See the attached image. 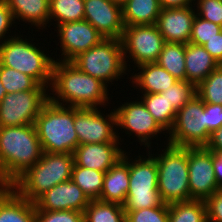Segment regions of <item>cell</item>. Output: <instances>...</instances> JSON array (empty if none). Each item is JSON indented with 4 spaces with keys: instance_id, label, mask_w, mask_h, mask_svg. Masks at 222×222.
I'll use <instances>...</instances> for the list:
<instances>
[{
    "instance_id": "1",
    "label": "cell",
    "mask_w": 222,
    "mask_h": 222,
    "mask_svg": "<svg viewBox=\"0 0 222 222\" xmlns=\"http://www.w3.org/2000/svg\"><path fill=\"white\" fill-rule=\"evenodd\" d=\"M51 90L57 98L49 95V100L77 108H97L108 101L107 87L100 80L82 72L71 61H54Z\"/></svg>"
},
{
    "instance_id": "2",
    "label": "cell",
    "mask_w": 222,
    "mask_h": 222,
    "mask_svg": "<svg viewBox=\"0 0 222 222\" xmlns=\"http://www.w3.org/2000/svg\"><path fill=\"white\" fill-rule=\"evenodd\" d=\"M42 153L34 124L0 127V186H10Z\"/></svg>"
},
{
    "instance_id": "3",
    "label": "cell",
    "mask_w": 222,
    "mask_h": 222,
    "mask_svg": "<svg viewBox=\"0 0 222 222\" xmlns=\"http://www.w3.org/2000/svg\"><path fill=\"white\" fill-rule=\"evenodd\" d=\"M72 153L43 152L40 160L28 168L10 186L23 198L35 202L55 185L71 180Z\"/></svg>"
},
{
    "instance_id": "4",
    "label": "cell",
    "mask_w": 222,
    "mask_h": 222,
    "mask_svg": "<svg viewBox=\"0 0 222 222\" xmlns=\"http://www.w3.org/2000/svg\"><path fill=\"white\" fill-rule=\"evenodd\" d=\"M35 127L43 152L74 153L78 136L74 128V107L48 100L36 118Z\"/></svg>"
},
{
    "instance_id": "5",
    "label": "cell",
    "mask_w": 222,
    "mask_h": 222,
    "mask_svg": "<svg viewBox=\"0 0 222 222\" xmlns=\"http://www.w3.org/2000/svg\"><path fill=\"white\" fill-rule=\"evenodd\" d=\"M155 157L158 168V191L165 204L193 200L189 192L188 147L167 144Z\"/></svg>"
},
{
    "instance_id": "6",
    "label": "cell",
    "mask_w": 222,
    "mask_h": 222,
    "mask_svg": "<svg viewBox=\"0 0 222 222\" xmlns=\"http://www.w3.org/2000/svg\"><path fill=\"white\" fill-rule=\"evenodd\" d=\"M54 61L40 47L37 48L18 35L5 39L0 46V65L26 74L47 88L48 84L51 85Z\"/></svg>"
},
{
    "instance_id": "7",
    "label": "cell",
    "mask_w": 222,
    "mask_h": 222,
    "mask_svg": "<svg viewBox=\"0 0 222 222\" xmlns=\"http://www.w3.org/2000/svg\"><path fill=\"white\" fill-rule=\"evenodd\" d=\"M82 72L106 83L126 73L121 39L104 38L71 61Z\"/></svg>"
},
{
    "instance_id": "8",
    "label": "cell",
    "mask_w": 222,
    "mask_h": 222,
    "mask_svg": "<svg viewBox=\"0 0 222 222\" xmlns=\"http://www.w3.org/2000/svg\"><path fill=\"white\" fill-rule=\"evenodd\" d=\"M136 161V162H135ZM158 191V168L154 156L129 161V188L124 202L125 211L162 205Z\"/></svg>"
},
{
    "instance_id": "9",
    "label": "cell",
    "mask_w": 222,
    "mask_h": 222,
    "mask_svg": "<svg viewBox=\"0 0 222 222\" xmlns=\"http://www.w3.org/2000/svg\"><path fill=\"white\" fill-rule=\"evenodd\" d=\"M168 144L180 147H205L210 139L206 130L204 102L195 95L177 111Z\"/></svg>"
},
{
    "instance_id": "10",
    "label": "cell",
    "mask_w": 222,
    "mask_h": 222,
    "mask_svg": "<svg viewBox=\"0 0 222 222\" xmlns=\"http://www.w3.org/2000/svg\"><path fill=\"white\" fill-rule=\"evenodd\" d=\"M49 100L46 90L8 93L0 102V127L35 124L42 106Z\"/></svg>"
},
{
    "instance_id": "11",
    "label": "cell",
    "mask_w": 222,
    "mask_h": 222,
    "mask_svg": "<svg viewBox=\"0 0 222 222\" xmlns=\"http://www.w3.org/2000/svg\"><path fill=\"white\" fill-rule=\"evenodd\" d=\"M123 56L129 53L137 66L145 63L156 62L160 55L165 40L158 31L156 25H133L125 26L121 37ZM129 51V52H128Z\"/></svg>"
},
{
    "instance_id": "12",
    "label": "cell",
    "mask_w": 222,
    "mask_h": 222,
    "mask_svg": "<svg viewBox=\"0 0 222 222\" xmlns=\"http://www.w3.org/2000/svg\"><path fill=\"white\" fill-rule=\"evenodd\" d=\"M97 109L74 107V128L78 136V145L119 142L113 128L117 125L115 110L106 116L107 119Z\"/></svg>"
},
{
    "instance_id": "13",
    "label": "cell",
    "mask_w": 222,
    "mask_h": 222,
    "mask_svg": "<svg viewBox=\"0 0 222 222\" xmlns=\"http://www.w3.org/2000/svg\"><path fill=\"white\" fill-rule=\"evenodd\" d=\"M189 192L194 200H206L221 189L215 179L213 152L206 147H188Z\"/></svg>"
},
{
    "instance_id": "14",
    "label": "cell",
    "mask_w": 222,
    "mask_h": 222,
    "mask_svg": "<svg viewBox=\"0 0 222 222\" xmlns=\"http://www.w3.org/2000/svg\"><path fill=\"white\" fill-rule=\"evenodd\" d=\"M115 110L116 126L127 130V132L130 131L127 134L134 133L142 144L145 143V147L149 148L151 137L165 131L146 109L142 100L127 102Z\"/></svg>"
},
{
    "instance_id": "15",
    "label": "cell",
    "mask_w": 222,
    "mask_h": 222,
    "mask_svg": "<svg viewBox=\"0 0 222 222\" xmlns=\"http://www.w3.org/2000/svg\"><path fill=\"white\" fill-rule=\"evenodd\" d=\"M84 20L104 38L121 39L125 28L122 6L110 0H84Z\"/></svg>"
},
{
    "instance_id": "16",
    "label": "cell",
    "mask_w": 222,
    "mask_h": 222,
    "mask_svg": "<svg viewBox=\"0 0 222 222\" xmlns=\"http://www.w3.org/2000/svg\"><path fill=\"white\" fill-rule=\"evenodd\" d=\"M63 61H72L80 53L98 44L104 37L86 20L57 25Z\"/></svg>"
},
{
    "instance_id": "17",
    "label": "cell",
    "mask_w": 222,
    "mask_h": 222,
    "mask_svg": "<svg viewBox=\"0 0 222 222\" xmlns=\"http://www.w3.org/2000/svg\"><path fill=\"white\" fill-rule=\"evenodd\" d=\"M90 201L83 190L71 179L46 191L35 201V205L36 210L84 212Z\"/></svg>"
},
{
    "instance_id": "18",
    "label": "cell",
    "mask_w": 222,
    "mask_h": 222,
    "mask_svg": "<svg viewBox=\"0 0 222 222\" xmlns=\"http://www.w3.org/2000/svg\"><path fill=\"white\" fill-rule=\"evenodd\" d=\"M196 17L192 5L181 8L161 9L155 23L165 42L187 44L190 41Z\"/></svg>"
},
{
    "instance_id": "19",
    "label": "cell",
    "mask_w": 222,
    "mask_h": 222,
    "mask_svg": "<svg viewBox=\"0 0 222 222\" xmlns=\"http://www.w3.org/2000/svg\"><path fill=\"white\" fill-rule=\"evenodd\" d=\"M119 144L120 142H109L78 145L73 153L74 163L77 166L107 172L125 153L118 147Z\"/></svg>"
},
{
    "instance_id": "20",
    "label": "cell",
    "mask_w": 222,
    "mask_h": 222,
    "mask_svg": "<svg viewBox=\"0 0 222 222\" xmlns=\"http://www.w3.org/2000/svg\"><path fill=\"white\" fill-rule=\"evenodd\" d=\"M35 202L21 197L11 186H0V222H36Z\"/></svg>"
},
{
    "instance_id": "21",
    "label": "cell",
    "mask_w": 222,
    "mask_h": 222,
    "mask_svg": "<svg viewBox=\"0 0 222 222\" xmlns=\"http://www.w3.org/2000/svg\"><path fill=\"white\" fill-rule=\"evenodd\" d=\"M123 154L104 174L103 188L98 200L123 205L129 188V157Z\"/></svg>"
},
{
    "instance_id": "22",
    "label": "cell",
    "mask_w": 222,
    "mask_h": 222,
    "mask_svg": "<svg viewBox=\"0 0 222 222\" xmlns=\"http://www.w3.org/2000/svg\"><path fill=\"white\" fill-rule=\"evenodd\" d=\"M217 67L218 62L202 45L193 43L185 44V69L187 81H190L197 86Z\"/></svg>"
},
{
    "instance_id": "23",
    "label": "cell",
    "mask_w": 222,
    "mask_h": 222,
    "mask_svg": "<svg viewBox=\"0 0 222 222\" xmlns=\"http://www.w3.org/2000/svg\"><path fill=\"white\" fill-rule=\"evenodd\" d=\"M137 67L141 69V72L138 73L139 75L135 73L132 82L140 90H144V93H162L178 81L156 62L145 63Z\"/></svg>"
},
{
    "instance_id": "24",
    "label": "cell",
    "mask_w": 222,
    "mask_h": 222,
    "mask_svg": "<svg viewBox=\"0 0 222 222\" xmlns=\"http://www.w3.org/2000/svg\"><path fill=\"white\" fill-rule=\"evenodd\" d=\"M13 19H20L36 27L45 28L49 22V0H4ZM45 25V26H44Z\"/></svg>"
},
{
    "instance_id": "25",
    "label": "cell",
    "mask_w": 222,
    "mask_h": 222,
    "mask_svg": "<svg viewBox=\"0 0 222 222\" xmlns=\"http://www.w3.org/2000/svg\"><path fill=\"white\" fill-rule=\"evenodd\" d=\"M160 11L159 0H127L122 6L124 26L154 25Z\"/></svg>"
},
{
    "instance_id": "26",
    "label": "cell",
    "mask_w": 222,
    "mask_h": 222,
    "mask_svg": "<svg viewBox=\"0 0 222 222\" xmlns=\"http://www.w3.org/2000/svg\"><path fill=\"white\" fill-rule=\"evenodd\" d=\"M156 63L167 70L178 81H185V44L165 42Z\"/></svg>"
},
{
    "instance_id": "27",
    "label": "cell",
    "mask_w": 222,
    "mask_h": 222,
    "mask_svg": "<svg viewBox=\"0 0 222 222\" xmlns=\"http://www.w3.org/2000/svg\"><path fill=\"white\" fill-rule=\"evenodd\" d=\"M143 104L153 118L164 129L170 131L174 125L177 111L168 103L161 93H144Z\"/></svg>"
},
{
    "instance_id": "28",
    "label": "cell",
    "mask_w": 222,
    "mask_h": 222,
    "mask_svg": "<svg viewBox=\"0 0 222 222\" xmlns=\"http://www.w3.org/2000/svg\"><path fill=\"white\" fill-rule=\"evenodd\" d=\"M169 222H208L204 200L175 202L168 205Z\"/></svg>"
},
{
    "instance_id": "29",
    "label": "cell",
    "mask_w": 222,
    "mask_h": 222,
    "mask_svg": "<svg viewBox=\"0 0 222 222\" xmlns=\"http://www.w3.org/2000/svg\"><path fill=\"white\" fill-rule=\"evenodd\" d=\"M84 222H126V213L120 204L91 200L84 211Z\"/></svg>"
},
{
    "instance_id": "30",
    "label": "cell",
    "mask_w": 222,
    "mask_h": 222,
    "mask_svg": "<svg viewBox=\"0 0 222 222\" xmlns=\"http://www.w3.org/2000/svg\"><path fill=\"white\" fill-rule=\"evenodd\" d=\"M105 172L77 166L74 163L71 179L77 184L90 200H97L103 188Z\"/></svg>"
},
{
    "instance_id": "31",
    "label": "cell",
    "mask_w": 222,
    "mask_h": 222,
    "mask_svg": "<svg viewBox=\"0 0 222 222\" xmlns=\"http://www.w3.org/2000/svg\"><path fill=\"white\" fill-rule=\"evenodd\" d=\"M51 19L57 20V25L84 20V0H49Z\"/></svg>"
},
{
    "instance_id": "32",
    "label": "cell",
    "mask_w": 222,
    "mask_h": 222,
    "mask_svg": "<svg viewBox=\"0 0 222 222\" xmlns=\"http://www.w3.org/2000/svg\"><path fill=\"white\" fill-rule=\"evenodd\" d=\"M0 81L6 89V94L26 90H47V87L40 85L34 78L4 65H0Z\"/></svg>"
},
{
    "instance_id": "33",
    "label": "cell",
    "mask_w": 222,
    "mask_h": 222,
    "mask_svg": "<svg viewBox=\"0 0 222 222\" xmlns=\"http://www.w3.org/2000/svg\"><path fill=\"white\" fill-rule=\"evenodd\" d=\"M196 94L204 103L222 105V69L217 67L201 81Z\"/></svg>"
},
{
    "instance_id": "34",
    "label": "cell",
    "mask_w": 222,
    "mask_h": 222,
    "mask_svg": "<svg viewBox=\"0 0 222 222\" xmlns=\"http://www.w3.org/2000/svg\"><path fill=\"white\" fill-rule=\"evenodd\" d=\"M166 100L176 110H180L188 103L196 94V85L190 81H176L164 92Z\"/></svg>"
},
{
    "instance_id": "35",
    "label": "cell",
    "mask_w": 222,
    "mask_h": 222,
    "mask_svg": "<svg viewBox=\"0 0 222 222\" xmlns=\"http://www.w3.org/2000/svg\"><path fill=\"white\" fill-rule=\"evenodd\" d=\"M221 31L222 26L214 24L211 21L204 20L196 14V17L193 21L189 43L203 46L204 43L213 37H216V35Z\"/></svg>"
},
{
    "instance_id": "36",
    "label": "cell",
    "mask_w": 222,
    "mask_h": 222,
    "mask_svg": "<svg viewBox=\"0 0 222 222\" xmlns=\"http://www.w3.org/2000/svg\"><path fill=\"white\" fill-rule=\"evenodd\" d=\"M126 222H169L168 204L144 208L133 211H125Z\"/></svg>"
},
{
    "instance_id": "37",
    "label": "cell",
    "mask_w": 222,
    "mask_h": 222,
    "mask_svg": "<svg viewBox=\"0 0 222 222\" xmlns=\"http://www.w3.org/2000/svg\"><path fill=\"white\" fill-rule=\"evenodd\" d=\"M36 222H84V212L75 210H36Z\"/></svg>"
},
{
    "instance_id": "38",
    "label": "cell",
    "mask_w": 222,
    "mask_h": 222,
    "mask_svg": "<svg viewBox=\"0 0 222 222\" xmlns=\"http://www.w3.org/2000/svg\"><path fill=\"white\" fill-rule=\"evenodd\" d=\"M199 17L222 26V0H198Z\"/></svg>"
},
{
    "instance_id": "39",
    "label": "cell",
    "mask_w": 222,
    "mask_h": 222,
    "mask_svg": "<svg viewBox=\"0 0 222 222\" xmlns=\"http://www.w3.org/2000/svg\"><path fill=\"white\" fill-rule=\"evenodd\" d=\"M206 130L211 135L222 127V105L204 103Z\"/></svg>"
},
{
    "instance_id": "40",
    "label": "cell",
    "mask_w": 222,
    "mask_h": 222,
    "mask_svg": "<svg viewBox=\"0 0 222 222\" xmlns=\"http://www.w3.org/2000/svg\"><path fill=\"white\" fill-rule=\"evenodd\" d=\"M208 222H222V189L205 200Z\"/></svg>"
},
{
    "instance_id": "41",
    "label": "cell",
    "mask_w": 222,
    "mask_h": 222,
    "mask_svg": "<svg viewBox=\"0 0 222 222\" xmlns=\"http://www.w3.org/2000/svg\"><path fill=\"white\" fill-rule=\"evenodd\" d=\"M13 21L14 19L7 3L4 0H0V40L5 38V34L9 31V27L15 23ZM0 43L1 46L4 42L1 41Z\"/></svg>"
},
{
    "instance_id": "42",
    "label": "cell",
    "mask_w": 222,
    "mask_h": 222,
    "mask_svg": "<svg viewBox=\"0 0 222 222\" xmlns=\"http://www.w3.org/2000/svg\"><path fill=\"white\" fill-rule=\"evenodd\" d=\"M203 47L219 63L222 59V31L219 32L216 37H213L204 43Z\"/></svg>"
},
{
    "instance_id": "43",
    "label": "cell",
    "mask_w": 222,
    "mask_h": 222,
    "mask_svg": "<svg viewBox=\"0 0 222 222\" xmlns=\"http://www.w3.org/2000/svg\"><path fill=\"white\" fill-rule=\"evenodd\" d=\"M205 147L217 155H222V127L210 135L209 142Z\"/></svg>"
},
{
    "instance_id": "44",
    "label": "cell",
    "mask_w": 222,
    "mask_h": 222,
    "mask_svg": "<svg viewBox=\"0 0 222 222\" xmlns=\"http://www.w3.org/2000/svg\"><path fill=\"white\" fill-rule=\"evenodd\" d=\"M193 0H159L161 9L181 8L191 5Z\"/></svg>"
},
{
    "instance_id": "45",
    "label": "cell",
    "mask_w": 222,
    "mask_h": 222,
    "mask_svg": "<svg viewBox=\"0 0 222 222\" xmlns=\"http://www.w3.org/2000/svg\"><path fill=\"white\" fill-rule=\"evenodd\" d=\"M213 169L218 186L222 189V155L213 153Z\"/></svg>"
},
{
    "instance_id": "46",
    "label": "cell",
    "mask_w": 222,
    "mask_h": 222,
    "mask_svg": "<svg viewBox=\"0 0 222 222\" xmlns=\"http://www.w3.org/2000/svg\"><path fill=\"white\" fill-rule=\"evenodd\" d=\"M6 96V89L3 87L2 82L0 81V102Z\"/></svg>"
},
{
    "instance_id": "47",
    "label": "cell",
    "mask_w": 222,
    "mask_h": 222,
    "mask_svg": "<svg viewBox=\"0 0 222 222\" xmlns=\"http://www.w3.org/2000/svg\"><path fill=\"white\" fill-rule=\"evenodd\" d=\"M110 1L116 3L120 6H123L126 3L127 0H110Z\"/></svg>"
},
{
    "instance_id": "48",
    "label": "cell",
    "mask_w": 222,
    "mask_h": 222,
    "mask_svg": "<svg viewBox=\"0 0 222 222\" xmlns=\"http://www.w3.org/2000/svg\"><path fill=\"white\" fill-rule=\"evenodd\" d=\"M218 67L222 69V59L219 61Z\"/></svg>"
}]
</instances>
